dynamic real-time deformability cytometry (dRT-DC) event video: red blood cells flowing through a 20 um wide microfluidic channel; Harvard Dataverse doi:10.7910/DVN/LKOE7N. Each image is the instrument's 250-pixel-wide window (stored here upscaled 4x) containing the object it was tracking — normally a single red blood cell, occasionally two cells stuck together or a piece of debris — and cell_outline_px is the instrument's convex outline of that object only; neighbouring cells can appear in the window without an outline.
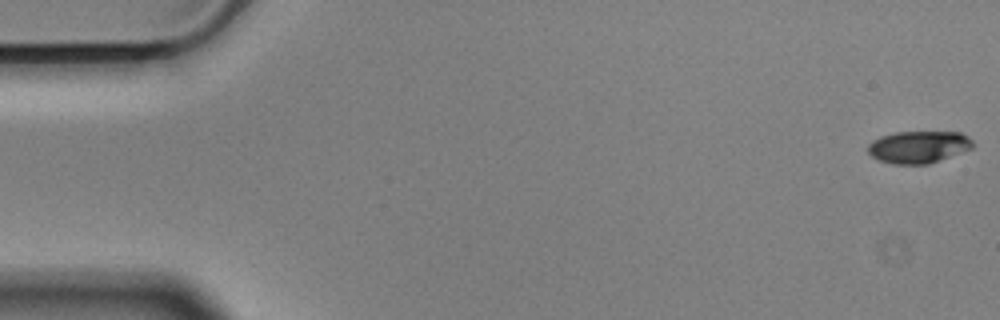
{"species": "Egyptian fruit bat (a non-hibernating species)", "species_latin": "Rousettus aegyptiacus", "temperature_condition": "cold", "stored_images_in_passage": 57, "camera_frame_rate_fps": 3000, "um_per_image_px": 0.085, "animal": {"sex": "male"}, "frame": {"image": 1, "passage_image": 1, "time_ms": 0.0, "image_size_px": [1000, 320], "cell_outline_px": [[976, 144], [972, 148], [928, 164], [892, 164], [880, 160], [872, 156], [868, 152], [868, 144], [872, 140], [880, 136], [896, 132], [960, 132], [968, 136]], "centroid_in_image_um": [78.08, 12.48], "position_along_channel_um": 6.9, "area_um2": 19.65}}
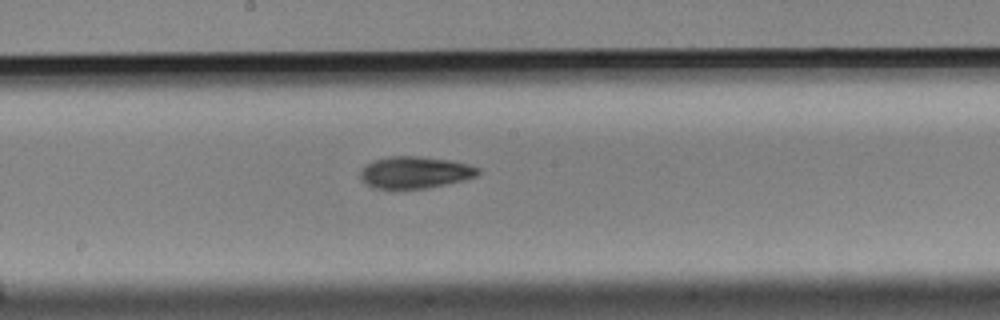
{"frame": {"image": 2, "passage_image": 30, "time_ms": 9.667, "image_size_px": [1000, 320], "cell_outline_px": [[480, 172], [476, 176], [464, 180], [424, 188], [396, 192], [372, 188], [364, 184], [360, 180], [360, 172], [364, 164], [372, 160], [388, 156], [416, 156], [452, 160], [468, 164], [480, 168]], "centroid_in_image_um": [35.17, 14.69], "position_along_channel_um": 213.0, "area_um2": 22.77}}
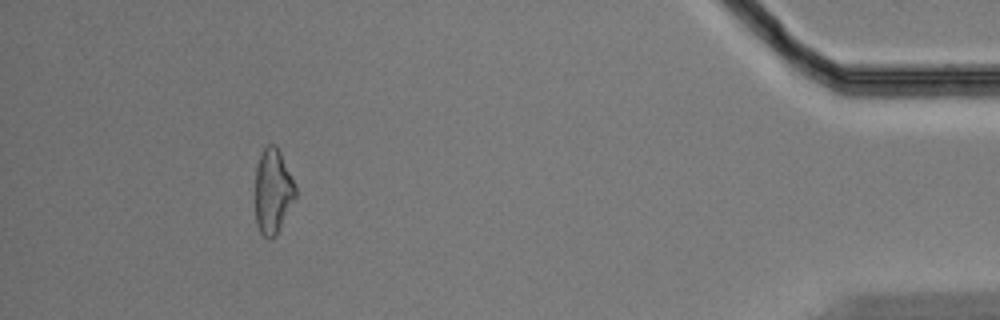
{"frame": {"image": 3, "passage_image": 52, "time_ms": 17.0, "image_size_px": [1000, 320], "cell_outline_px": [[296, 196], [276, 236], [268, 240], [260, 232], [256, 224], [256, 164], [264, 148], [268, 144], [276, 144], [296, 184]], "centroid_in_image_um": [23.2, 16.26], "position_along_channel_um": 412.0, "area_um2": 19.94}, "authors_computed_cell_mechanics": {"area_um2": 20.8658, "velocity_mm_per_s": 3.5515, "shape_relaxation_time_tau1_ms": 2.8255, "shape_relaxation_time_tau2_ms": 3.193, "deformation_change_tau1": 0.1077, "deformation_change_tau2": 0.0994}}